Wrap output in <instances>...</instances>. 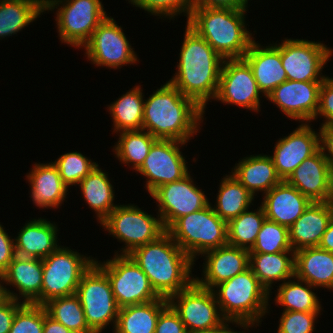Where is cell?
<instances>
[{
    "label": "cell",
    "mask_w": 333,
    "mask_h": 333,
    "mask_svg": "<svg viewBox=\"0 0 333 333\" xmlns=\"http://www.w3.org/2000/svg\"><path fill=\"white\" fill-rule=\"evenodd\" d=\"M112 184L108 172L102 170L99 164L78 184L81 196L89 208L95 212L98 224L119 205L115 202L116 195Z\"/></svg>",
    "instance_id": "obj_31"
},
{
    "label": "cell",
    "mask_w": 333,
    "mask_h": 333,
    "mask_svg": "<svg viewBox=\"0 0 333 333\" xmlns=\"http://www.w3.org/2000/svg\"><path fill=\"white\" fill-rule=\"evenodd\" d=\"M230 324L235 325V327L241 328L237 323L225 320L220 326H217L208 330H197L189 333H240L242 331H235Z\"/></svg>",
    "instance_id": "obj_52"
},
{
    "label": "cell",
    "mask_w": 333,
    "mask_h": 333,
    "mask_svg": "<svg viewBox=\"0 0 333 333\" xmlns=\"http://www.w3.org/2000/svg\"><path fill=\"white\" fill-rule=\"evenodd\" d=\"M228 173H231L254 198L259 192L263 193L261 195L266 194L282 181L270 155L263 153L241 158Z\"/></svg>",
    "instance_id": "obj_28"
},
{
    "label": "cell",
    "mask_w": 333,
    "mask_h": 333,
    "mask_svg": "<svg viewBox=\"0 0 333 333\" xmlns=\"http://www.w3.org/2000/svg\"><path fill=\"white\" fill-rule=\"evenodd\" d=\"M95 263L106 273L119 308L161 298L129 255L114 254L103 262L95 258Z\"/></svg>",
    "instance_id": "obj_11"
},
{
    "label": "cell",
    "mask_w": 333,
    "mask_h": 333,
    "mask_svg": "<svg viewBox=\"0 0 333 333\" xmlns=\"http://www.w3.org/2000/svg\"><path fill=\"white\" fill-rule=\"evenodd\" d=\"M133 204H119L101 223L109 235L123 243L114 254L128 255L134 249L157 240L166 232L161 217ZM125 245V246H124Z\"/></svg>",
    "instance_id": "obj_8"
},
{
    "label": "cell",
    "mask_w": 333,
    "mask_h": 333,
    "mask_svg": "<svg viewBox=\"0 0 333 333\" xmlns=\"http://www.w3.org/2000/svg\"><path fill=\"white\" fill-rule=\"evenodd\" d=\"M47 314L75 333H94L88 326L76 294L58 297L45 303Z\"/></svg>",
    "instance_id": "obj_39"
},
{
    "label": "cell",
    "mask_w": 333,
    "mask_h": 333,
    "mask_svg": "<svg viewBox=\"0 0 333 333\" xmlns=\"http://www.w3.org/2000/svg\"><path fill=\"white\" fill-rule=\"evenodd\" d=\"M22 304L6 296L0 300V333H9L16 311Z\"/></svg>",
    "instance_id": "obj_48"
},
{
    "label": "cell",
    "mask_w": 333,
    "mask_h": 333,
    "mask_svg": "<svg viewBox=\"0 0 333 333\" xmlns=\"http://www.w3.org/2000/svg\"><path fill=\"white\" fill-rule=\"evenodd\" d=\"M43 333H75L67 329L64 325L50 317L44 308V327Z\"/></svg>",
    "instance_id": "obj_51"
},
{
    "label": "cell",
    "mask_w": 333,
    "mask_h": 333,
    "mask_svg": "<svg viewBox=\"0 0 333 333\" xmlns=\"http://www.w3.org/2000/svg\"><path fill=\"white\" fill-rule=\"evenodd\" d=\"M128 255L146 274L160 297L169 299L195 280L192 273L195 262L167 232Z\"/></svg>",
    "instance_id": "obj_3"
},
{
    "label": "cell",
    "mask_w": 333,
    "mask_h": 333,
    "mask_svg": "<svg viewBox=\"0 0 333 333\" xmlns=\"http://www.w3.org/2000/svg\"><path fill=\"white\" fill-rule=\"evenodd\" d=\"M44 13V0H0V40L17 35Z\"/></svg>",
    "instance_id": "obj_33"
},
{
    "label": "cell",
    "mask_w": 333,
    "mask_h": 333,
    "mask_svg": "<svg viewBox=\"0 0 333 333\" xmlns=\"http://www.w3.org/2000/svg\"><path fill=\"white\" fill-rule=\"evenodd\" d=\"M262 96L266 98L261 93L249 64L243 58L224 59L213 101L259 113Z\"/></svg>",
    "instance_id": "obj_14"
},
{
    "label": "cell",
    "mask_w": 333,
    "mask_h": 333,
    "mask_svg": "<svg viewBox=\"0 0 333 333\" xmlns=\"http://www.w3.org/2000/svg\"><path fill=\"white\" fill-rule=\"evenodd\" d=\"M124 31L114 17L107 16L81 48L85 49V57L96 67L114 70L137 65L140 59Z\"/></svg>",
    "instance_id": "obj_12"
},
{
    "label": "cell",
    "mask_w": 333,
    "mask_h": 333,
    "mask_svg": "<svg viewBox=\"0 0 333 333\" xmlns=\"http://www.w3.org/2000/svg\"><path fill=\"white\" fill-rule=\"evenodd\" d=\"M169 304L160 299L119 308L113 333H155L160 312Z\"/></svg>",
    "instance_id": "obj_32"
},
{
    "label": "cell",
    "mask_w": 333,
    "mask_h": 333,
    "mask_svg": "<svg viewBox=\"0 0 333 333\" xmlns=\"http://www.w3.org/2000/svg\"><path fill=\"white\" fill-rule=\"evenodd\" d=\"M224 176L219 183L215 203L210 204L215 213L228 223L250 209L255 198L231 173Z\"/></svg>",
    "instance_id": "obj_35"
},
{
    "label": "cell",
    "mask_w": 333,
    "mask_h": 333,
    "mask_svg": "<svg viewBox=\"0 0 333 333\" xmlns=\"http://www.w3.org/2000/svg\"><path fill=\"white\" fill-rule=\"evenodd\" d=\"M166 232L194 262L207 251L228 244L227 222L211 204L175 220Z\"/></svg>",
    "instance_id": "obj_6"
},
{
    "label": "cell",
    "mask_w": 333,
    "mask_h": 333,
    "mask_svg": "<svg viewBox=\"0 0 333 333\" xmlns=\"http://www.w3.org/2000/svg\"><path fill=\"white\" fill-rule=\"evenodd\" d=\"M261 206L266 219L290 228L310 206L312 201L294 186L282 180L262 195Z\"/></svg>",
    "instance_id": "obj_25"
},
{
    "label": "cell",
    "mask_w": 333,
    "mask_h": 333,
    "mask_svg": "<svg viewBox=\"0 0 333 333\" xmlns=\"http://www.w3.org/2000/svg\"><path fill=\"white\" fill-rule=\"evenodd\" d=\"M133 7H138L151 16H157L158 19L167 18L175 20V17L183 14L189 19L193 9V0H126ZM159 16V17H158Z\"/></svg>",
    "instance_id": "obj_42"
},
{
    "label": "cell",
    "mask_w": 333,
    "mask_h": 333,
    "mask_svg": "<svg viewBox=\"0 0 333 333\" xmlns=\"http://www.w3.org/2000/svg\"><path fill=\"white\" fill-rule=\"evenodd\" d=\"M323 118L321 125H333V78L327 76L321 84L319 93V105L317 114L314 118L316 121Z\"/></svg>",
    "instance_id": "obj_45"
},
{
    "label": "cell",
    "mask_w": 333,
    "mask_h": 333,
    "mask_svg": "<svg viewBox=\"0 0 333 333\" xmlns=\"http://www.w3.org/2000/svg\"><path fill=\"white\" fill-rule=\"evenodd\" d=\"M0 222V276L16 256L14 238Z\"/></svg>",
    "instance_id": "obj_47"
},
{
    "label": "cell",
    "mask_w": 333,
    "mask_h": 333,
    "mask_svg": "<svg viewBox=\"0 0 333 333\" xmlns=\"http://www.w3.org/2000/svg\"><path fill=\"white\" fill-rule=\"evenodd\" d=\"M113 146V154L124 166L135 172L142 166L152 145L158 140L149 132L141 130L123 131Z\"/></svg>",
    "instance_id": "obj_37"
},
{
    "label": "cell",
    "mask_w": 333,
    "mask_h": 333,
    "mask_svg": "<svg viewBox=\"0 0 333 333\" xmlns=\"http://www.w3.org/2000/svg\"><path fill=\"white\" fill-rule=\"evenodd\" d=\"M184 33L177 70L169 82L206 110L216 96L224 59L187 24Z\"/></svg>",
    "instance_id": "obj_2"
},
{
    "label": "cell",
    "mask_w": 333,
    "mask_h": 333,
    "mask_svg": "<svg viewBox=\"0 0 333 333\" xmlns=\"http://www.w3.org/2000/svg\"><path fill=\"white\" fill-rule=\"evenodd\" d=\"M281 314L276 333H314L321 316V312L283 311Z\"/></svg>",
    "instance_id": "obj_44"
},
{
    "label": "cell",
    "mask_w": 333,
    "mask_h": 333,
    "mask_svg": "<svg viewBox=\"0 0 333 333\" xmlns=\"http://www.w3.org/2000/svg\"><path fill=\"white\" fill-rule=\"evenodd\" d=\"M284 39L280 43V54L287 80L323 81L327 77L322 71L333 56L332 48L321 41Z\"/></svg>",
    "instance_id": "obj_13"
},
{
    "label": "cell",
    "mask_w": 333,
    "mask_h": 333,
    "mask_svg": "<svg viewBox=\"0 0 333 333\" xmlns=\"http://www.w3.org/2000/svg\"><path fill=\"white\" fill-rule=\"evenodd\" d=\"M294 275L308 282L315 290H333V253L319 247L295 251Z\"/></svg>",
    "instance_id": "obj_29"
},
{
    "label": "cell",
    "mask_w": 333,
    "mask_h": 333,
    "mask_svg": "<svg viewBox=\"0 0 333 333\" xmlns=\"http://www.w3.org/2000/svg\"><path fill=\"white\" fill-rule=\"evenodd\" d=\"M322 81H284L266 99L291 121L311 123L317 114Z\"/></svg>",
    "instance_id": "obj_18"
},
{
    "label": "cell",
    "mask_w": 333,
    "mask_h": 333,
    "mask_svg": "<svg viewBox=\"0 0 333 333\" xmlns=\"http://www.w3.org/2000/svg\"><path fill=\"white\" fill-rule=\"evenodd\" d=\"M248 8H193L186 24L223 59L243 58L255 39L246 25Z\"/></svg>",
    "instance_id": "obj_4"
},
{
    "label": "cell",
    "mask_w": 333,
    "mask_h": 333,
    "mask_svg": "<svg viewBox=\"0 0 333 333\" xmlns=\"http://www.w3.org/2000/svg\"><path fill=\"white\" fill-rule=\"evenodd\" d=\"M320 149L333 169V125L319 127Z\"/></svg>",
    "instance_id": "obj_49"
},
{
    "label": "cell",
    "mask_w": 333,
    "mask_h": 333,
    "mask_svg": "<svg viewBox=\"0 0 333 333\" xmlns=\"http://www.w3.org/2000/svg\"><path fill=\"white\" fill-rule=\"evenodd\" d=\"M5 297L4 293H3V285L1 283V277H0V300L3 299Z\"/></svg>",
    "instance_id": "obj_54"
},
{
    "label": "cell",
    "mask_w": 333,
    "mask_h": 333,
    "mask_svg": "<svg viewBox=\"0 0 333 333\" xmlns=\"http://www.w3.org/2000/svg\"><path fill=\"white\" fill-rule=\"evenodd\" d=\"M205 112L166 81L144 100L142 129L156 139L188 143L200 133Z\"/></svg>",
    "instance_id": "obj_1"
},
{
    "label": "cell",
    "mask_w": 333,
    "mask_h": 333,
    "mask_svg": "<svg viewBox=\"0 0 333 333\" xmlns=\"http://www.w3.org/2000/svg\"><path fill=\"white\" fill-rule=\"evenodd\" d=\"M285 181L312 202L333 201V169L321 149L306 158Z\"/></svg>",
    "instance_id": "obj_21"
},
{
    "label": "cell",
    "mask_w": 333,
    "mask_h": 333,
    "mask_svg": "<svg viewBox=\"0 0 333 333\" xmlns=\"http://www.w3.org/2000/svg\"><path fill=\"white\" fill-rule=\"evenodd\" d=\"M42 275V259L16 255L0 276L3 293L22 303L41 305ZM7 286H12L14 291Z\"/></svg>",
    "instance_id": "obj_20"
},
{
    "label": "cell",
    "mask_w": 333,
    "mask_h": 333,
    "mask_svg": "<svg viewBox=\"0 0 333 333\" xmlns=\"http://www.w3.org/2000/svg\"><path fill=\"white\" fill-rule=\"evenodd\" d=\"M14 237L16 255L43 259L60 245L57 224L46 218L37 217L26 221ZM58 239V240H57Z\"/></svg>",
    "instance_id": "obj_26"
},
{
    "label": "cell",
    "mask_w": 333,
    "mask_h": 333,
    "mask_svg": "<svg viewBox=\"0 0 333 333\" xmlns=\"http://www.w3.org/2000/svg\"><path fill=\"white\" fill-rule=\"evenodd\" d=\"M53 164L58 168L59 175L68 188L75 185L77 187L79 182L98 166V162L77 151L60 155Z\"/></svg>",
    "instance_id": "obj_41"
},
{
    "label": "cell",
    "mask_w": 333,
    "mask_h": 333,
    "mask_svg": "<svg viewBox=\"0 0 333 333\" xmlns=\"http://www.w3.org/2000/svg\"><path fill=\"white\" fill-rule=\"evenodd\" d=\"M187 143L176 140L158 139L151 147L148 156L136 173L145 180V189L149 196L160 186L178 181L186 176L188 162L181 148Z\"/></svg>",
    "instance_id": "obj_16"
},
{
    "label": "cell",
    "mask_w": 333,
    "mask_h": 333,
    "mask_svg": "<svg viewBox=\"0 0 333 333\" xmlns=\"http://www.w3.org/2000/svg\"><path fill=\"white\" fill-rule=\"evenodd\" d=\"M141 86L135 85L108 105L107 111L113 122L112 133L142 129L145 95Z\"/></svg>",
    "instance_id": "obj_34"
},
{
    "label": "cell",
    "mask_w": 333,
    "mask_h": 333,
    "mask_svg": "<svg viewBox=\"0 0 333 333\" xmlns=\"http://www.w3.org/2000/svg\"><path fill=\"white\" fill-rule=\"evenodd\" d=\"M101 0H44V13L54 11L61 43L82 48L107 17Z\"/></svg>",
    "instance_id": "obj_7"
},
{
    "label": "cell",
    "mask_w": 333,
    "mask_h": 333,
    "mask_svg": "<svg viewBox=\"0 0 333 333\" xmlns=\"http://www.w3.org/2000/svg\"><path fill=\"white\" fill-rule=\"evenodd\" d=\"M243 59L249 64L258 87L265 97L287 81L281 62L280 42L263 46L254 39Z\"/></svg>",
    "instance_id": "obj_23"
},
{
    "label": "cell",
    "mask_w": 333,
    "mask_h": 333,
    "mask_svg": "<svg viewBox=\"0 0 333 333\" xmlns=\"http://www.w3.org/2000/svg\"><path fill=\"white\" fill-rule=\"evenodd\" d=\"M318 247L333 253V216L329 222L327 230L322 236Z\"/></svg>",
    "instance_id": "obj_53"
},
{
    "label": "cell",
    "mask_w": 333,
    "mask_h": 333,
    "mask_svg": "<svg viewBox=\"0 0 333 333\" xmlns=\"http://www.w3.org/2000/svg\"><path fill=\"white\" fill-rule=\"evenodd\" d=\"M44 306L23 303L16 311L9 333H43Z\"/></svg>",
    "instance_id": "obj_43"
},
{
    "label": "cell",
    "mask_w": 333,
    "mask_h": 333,
    "mask_svg": "<svg viewBox=\"0 0 333 333\" xmlns=\"http://www.w3.org/2000/svg\"><path fill=\"white\" fill-rule=\"evenodd\" d=\"M275 287L277 291L275 290L273 301L277 307H284L282 311L322 312L324 309L314 292L316 287L295 275Z\"/></svg>",
    "instance_id": "obj_36"
},
{
    "label": "cell",
    "mask_w": 333,
    "mask_h": 333,
    "mask_svg": "<svg viewBox=\"0 0 333 333\" xmlns=\"http://www.w3.org/2000/svg\"><path fill=\"white\" fill-rule=\"evenodd\" d=\"M294 263V251L249 253V268L270 293V299L273 286L277 282L282 284L294 276Z\"/></svg>",
    "instance_id": "obj_30"
},
{
    "label": "cell",
    "mask_w": 333,
    "mask_h": 333,
    "mask_svg": "<svg viewBox=\"0 0 333 333\" xmlns=\"http://www.w3.org/2000/svg\"><path fill=\"white\" fill-rule=\"evenodd\" d=\"M333 216V201L312 202L289 228V242L293 251L318 247Z\"/></svg>",
    "instance_id": "obj_27"
},
{
    "label": "cell",
    "mask_w": 333,
    "mask_h": 333,
    "mask_svg": "<svg viewBox=\"0 0 333 333\" xmlns=\"http://www.w3.org/2000/svg\"><path fill=\"white\" fill-rule=\"evenodd\" d=\"M293 251L289 242V228L265 219L249 253H279Z\"/></svg>",
    "instance_id": "obj_40"
},
{
    "label": "cell",
    "mask_w": 333,
    "mask_h": 333,
    "mask_svg": "<svg viewBox=\"0 0 333 333\" xmlns=\"http://www.w3.org/2000/svg\"><path fill=\"white\" fill-rule=\"evenodd\" d=\"M311 125L300 123L288 136L276 141L270 157L281 180H286L306 158L320 149L319 130L315 131Z\"/></svg>",
    "instance_id": "obj_19"
},
{
    "label": "cell",
    "mask_w": 333,
    "mask_h": 333,
    "mask_svg": "<svg viewBox=\"0 0 333 333\" xmlns=\"http://www.w3.org/2000/svg\"><path fill=\"white\" fill-rule=\"evenodd\" d=\"M249 210L227 223L229 245L250 250L255 244L266 216L261 204L256 210Z\"/></svg>",
    "instance_id": "obj_38"
},
{
    "label": "cell",
    "mask_w": 333,
    "mask_h": 333,
    "mask_svg": "<svg viewBox=\"0 0 333 333\" xmlns=\"http://www.w3.org/2000/svg\"><path fill=\"white\" fill-rule=\"evenodd\" d=\"M155 333H187L180 316L170 304L160 312Z\"/></svg>",
    "instance_id": "obj_46"
},
{
    "label": "cell",
    "mask_w": 333,
    "mask_h": 333,
    "mask_svg": "<svg viewBox=\"0 0 333 333\" xmlns=\"http://www.w3.org/2000/svg\"><path fill=\"white\" fill-rule=\"evenodd\" d=\"M191 171L178 181L158 187L150 196L155 199L156 212L167 229L175 220L210 204L209 198L196 186Z\"/></svg>",
    "instance_id": "obj_17"
},
{
    "label": "cell",
    "mask_w": 333,
    "mask_h": 333,
    "mask_svg": "<svg viewBox=\"0 0 333 333\" xmlns=\"http://www.w3.org/2000/svg\"><path fill=\"white\" fill-rule=\"evenodd\" d=\"M89 328L102 333L110 324L114 329L119 307L106 273L94 262L82 275L76 290Z\"/></svg>",
    "instance_id": "obj_10"
},
{
    "label": "cell",
    "mask_w": 333,
    "mask_h": 333,
    "mask_svg": "<svg viewBox=\"0 0 333 333\" xmlns=\"http://www.w3.org/2000/svg\"><path fill=\"white\" fill-rule=\"evenodd\" d=\"M94 262V257L60 244L42 259L41 305L54 298L75 294L82 275Z\"/></svg>",
    "instance_id": "obj_9"
},
{
    "label": "cell",
    "mask_w": 333,
    "mask_h": 333,
    "mask_svg": "<svg viewBox=\"0 0 333 333\" xmlns=\"http://www.w3.org/2000/svg\"><path fill=\"white\" fill-rule=\"evenodd\" d=\"M222 316L249 331L261 326L270 313V293L250 268L213 289Z\"/></svg>",
    "instance_id": "obj_5"
},
{
    "label": "cell",
    "mask_w": 333,
    "mask_h": 333,
    "mask_svg": "<svg viewBox=\"0 0 333 333\" xmlns=\"http://www.w3.org/2000/svg\"><path fill=\"white\" fill-rule=\"evenodd\" d=\"M251 0H193V8H243Z\"/></svg>",
    "instance_id": "obj_50"
},
{
    "label": "cell",
    "mask_w": 333,
    "mask_h": 333,
    "mask_svg": "<svg viewBox=\"0 0 333 333\" xmlns=\"http://www.w3.org/2000/svg\"><path fill=\"white\" fill-rule=\"evenodd\" d=\"M33 205L39 209H59L66 201L68 186L62 181L58 168L52 162H35L25 176Z\"/></svg>",
    "instance_id": "obj_24"
},
{
    "label": "cell",
    "mask_w": 333,
    "mask_h": 333,
    "mask_svg": "<svg viewBox=\"0 0 333 333\" xmlns=\"http://www.w3.org/2000/svg\"><path fill=\"white\" fill-rule=\"evenodd\" d=\"M180 316L187 333L220 326L226 319L220 312L213 290L200 286L195 280L168 299Z\"/></svg>",
    "instance_id": "obj_15"
},
{
    "label": "cell",
    "mask_w": 333,
    "mask_h": 333,
    "mask_svg": "<svg viewBox=\"0 0 333 333\" xmlns=\"http://www.w3.org/2000/svg\"><path fill=\"white\" fill-rule=\"evenodd\" d=\"M201 258L204 259L201 273L203 277L195 275V281L211 290L249 268V250L229 244L207 251Z\"/></svg>",
    "instance_id": "obj_22"
}]
</instances>
